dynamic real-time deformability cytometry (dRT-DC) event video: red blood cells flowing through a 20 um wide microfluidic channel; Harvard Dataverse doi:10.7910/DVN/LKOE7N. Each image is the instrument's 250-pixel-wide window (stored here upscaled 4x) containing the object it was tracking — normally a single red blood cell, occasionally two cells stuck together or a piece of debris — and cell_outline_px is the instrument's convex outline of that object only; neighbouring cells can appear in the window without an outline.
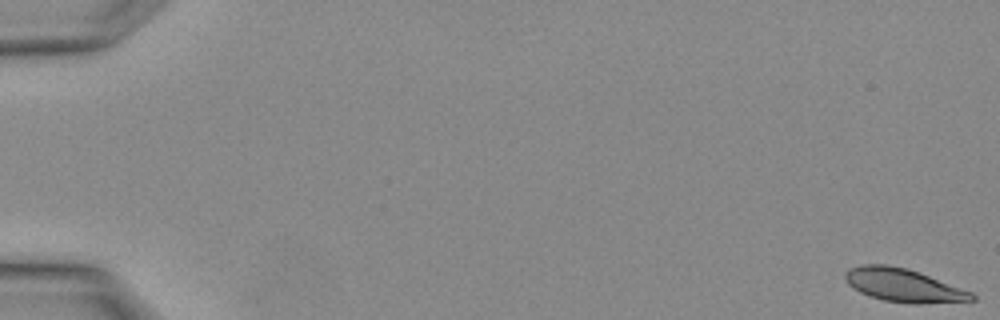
{"species": "Egyptian fruit bat (a non-hibernating species)", "species_latin": "Rousettus aegyptiacus", "temperature_condition": "warm", "stored_images_in_passage": 4, "camera_frame_rate_fps": 3000, "um_per_image_px": 0.085, "animal": {"sex": "female"}, "frame": {"image": 1, "passage_image": 1, "time_ms": 0.0, "image_size_px": [1000, 320], "cell_outline_px": [[976, 300], [920, 304], [912, 304], [884, 300], [868, 296], [852, 288], [848, 284], [844, 276], [844, 272], [848, 268], [860, 264], [888, 264], [908, 268], [972, 292], [976, 296]], "centroid_in_image_um": [76.75, 24.24], "position_along_channel_um": 8.2, "area_um2": 24.74}}
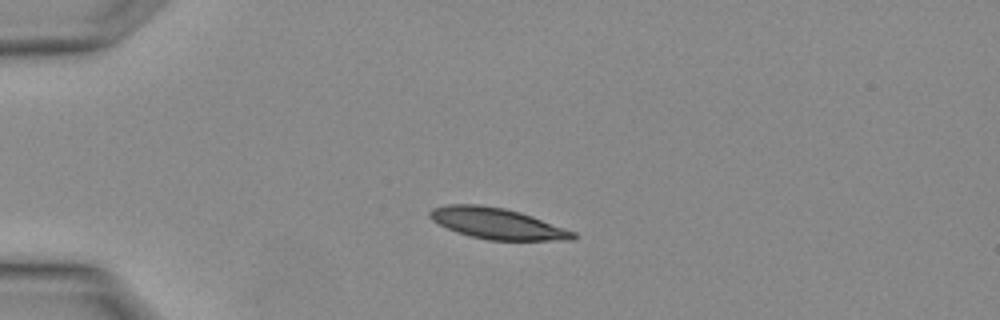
{"frame": {"image": 2, "passage_image": 3, "time_ms": 0.667, "image_size_px": [1000, 320], "cell_outline_px": [[576, 240], [488, 240], [456, 232], [432, 220], [428, 216], [428, 212], [432, 208], [444, 204], [476, 204], [504, 208], [520, 212], [532, 216], [576, 232]], "centroid_in_image_um": [42.25, 18.99], "position_along_channel_um": 42.7, "area_um2": 25.84}}
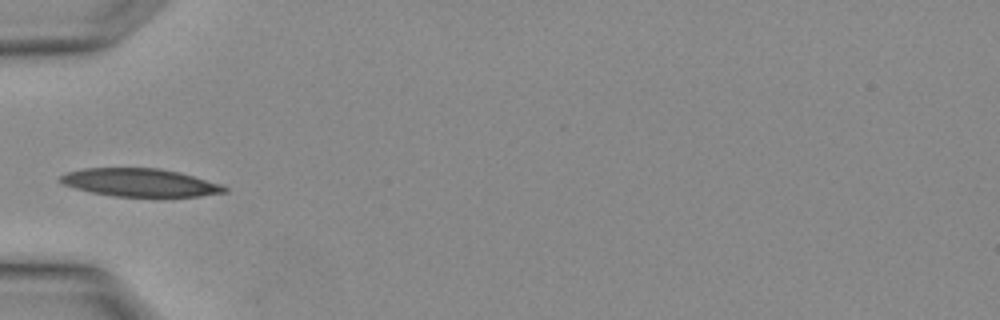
{"frame": {"image": 3, "passage_image": 4, "time_ms": 1.0, "image_size_px": [1000, 320], "cell_outline_px": [[228, 192], [200, 196], [116, 196], [92, 192], [76, 188], [64, 184], [60, 180], [60, 176], [68, 172], [84, 168], [160, 168], [192, 176], [220, 184], [228, 188]], "centroid_in_image_um": [11.91, 15.51], "position_along_channel_um": 73.1, "area_um2": 26.3}}